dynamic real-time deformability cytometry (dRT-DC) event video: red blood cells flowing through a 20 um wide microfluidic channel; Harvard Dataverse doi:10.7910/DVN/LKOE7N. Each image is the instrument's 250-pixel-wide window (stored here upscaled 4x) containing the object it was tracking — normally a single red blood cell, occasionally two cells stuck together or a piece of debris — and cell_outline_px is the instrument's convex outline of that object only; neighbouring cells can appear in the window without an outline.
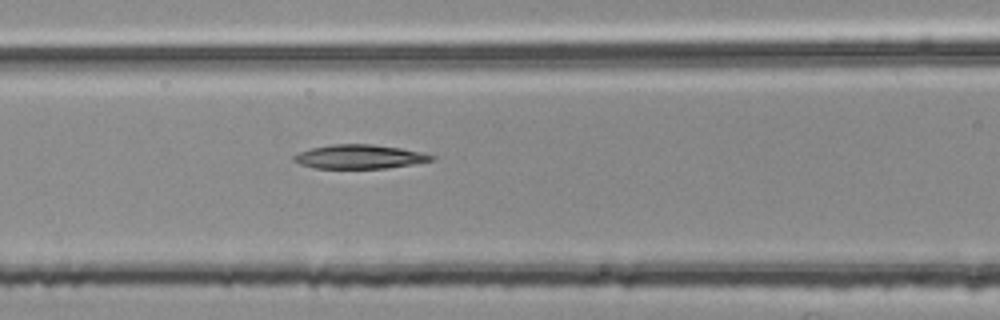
{"species": "common noctule bat (a hibernating species)", "species_latin": "Nyctalus noctula", "temperature_condition": "room temperature", "stored_images_in_passage": 53, "segment_of_instrument_passage": [2, 2], "camera_frame_rate_fps": 3000, "um_per_image_px": 0.085, "animal": {"sex": "female", "body_mass_g": 25.1}, "frame": {"image": 1, "passage_image": 22, "time_ms": 7.0, "image_size_px": [1000, 320], "cell_outline_px": [[436, 160], [388, 168], [316, 168], [300, 164], [292, 160], [292, 156], [300, 152], [312, 148], [328, 144], [372, 144], [400, 148], [420, 152], [436, 156]], "centroid_in_image_um": [30.56, 13.32], "position_along_channel_um": 136.0, "area_um2": 19.25}}
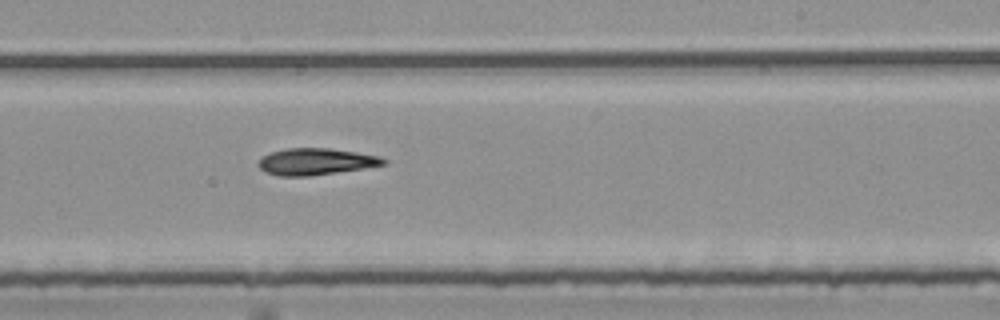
{"frame": {"image": 2, "passage_image": 32, "time_ms": 10.333, "image_size_px": [1000, 320], "cell_outline_px": [[388, 164], [364, 168], [308, 176], [280, 176], [268, 172], [260, 168], [256, 164], [264, 156], [272, 152], [288, 148], [328, 148], [356, 152], [380, 156], [388, 160]], "centroid_in_image_um": [26.89, 13.73], "position_along_channel_um": 262.1, "area_um2": 19.25}}
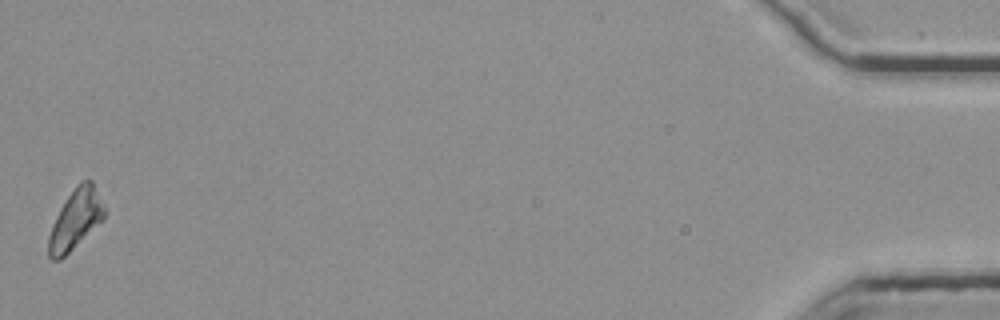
{"frame": {"image": 3, "passage_image": 53, "time_ms": 17.333, "image_size_px": [1000, 320], "cell_outline_px": [[104, 220], [60, 260], [52, 260], [48, 256], [48, 236], [52, 224], [60, 208], [76, 184], [80, 180], [92, 180], [104, 204]], "centroid_in_image_um": [6.42, 18.64], "position_along_channel_um": 428.8, "area_um2": 19.48}}